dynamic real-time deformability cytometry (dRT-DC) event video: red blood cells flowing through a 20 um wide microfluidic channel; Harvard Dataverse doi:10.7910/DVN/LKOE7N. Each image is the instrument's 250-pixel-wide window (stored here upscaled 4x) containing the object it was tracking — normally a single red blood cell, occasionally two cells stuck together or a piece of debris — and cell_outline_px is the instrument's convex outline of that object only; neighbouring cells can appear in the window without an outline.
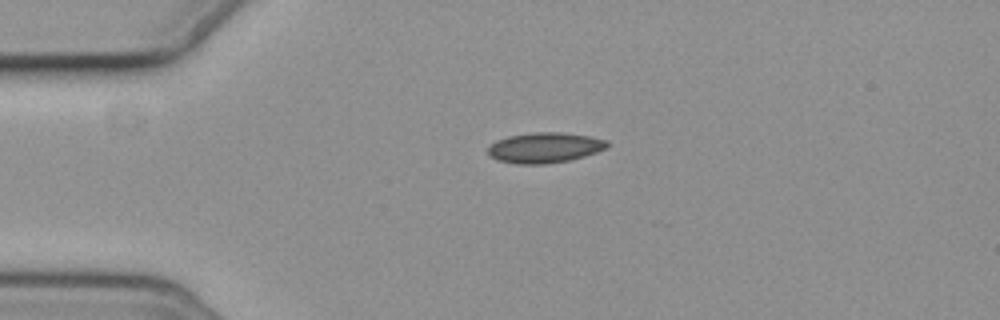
{"species": "common noctule bat (a hibernating species)", "species_latin": "Nyctalus noctula", "temperature_condition": "cold", "stored_images_in_passage": 2, "camera_frame_rate_fps": 3000, "um_per_image_px": 0.085, "animal": {"sex": "female", "body_mass_g": 19.3, "forearm_length_mm": 54.1}, "frame": {"image": 1, "passage_image": 1, "time_ms": 0.0, "image_size_px": [1000, 320], "cell_outline_px": [[608, 144], [604, 148], [596, 152], [584, 156], [568, 160], [544, 164], [516, 164], [500, 160], [488, 156], [488, 148], [496, 140], [508, 136], [532, 132], [564, 132], [588, 136], [608, 140]], "centroid_in_image_um": [46.27, 12.54], "position_along_channel_um": 38.7, "area_um2": 20.98}}